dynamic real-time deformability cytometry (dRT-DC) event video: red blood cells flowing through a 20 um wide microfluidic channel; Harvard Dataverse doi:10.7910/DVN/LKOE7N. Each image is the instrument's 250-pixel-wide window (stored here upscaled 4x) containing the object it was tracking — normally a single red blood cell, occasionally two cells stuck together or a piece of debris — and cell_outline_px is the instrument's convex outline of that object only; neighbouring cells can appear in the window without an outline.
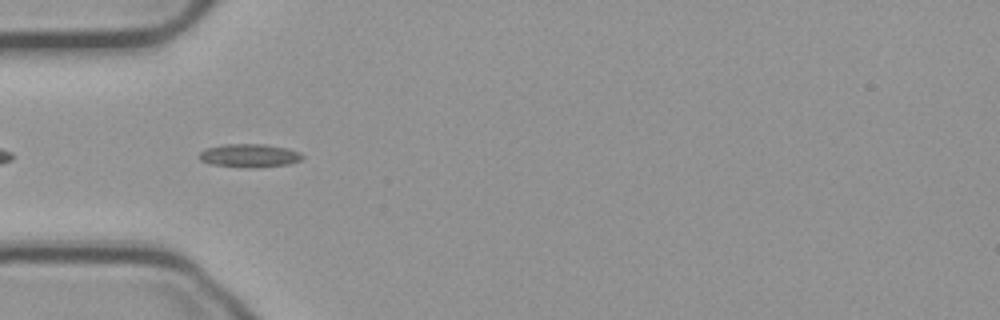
{"species": "common noctule bat (a hibernating species)", "species_latin": "Nyctalus noctula", "temperature_condition": "cold", "stored_images_in_passage": 41, "camera_frame_rate_fps": 3000, "um_per_image_px": 0.085, "animal": {"sex": "male", "body_mass_g": 23.1, "forearm_length_mm": 52.7}, "frame": {"image": 1, "passage_image": 3, "time_ms": 0.667, "image_size_px": [1000, 320], "cell_outline_px": [[304, 156], [300, 160], [288, 164], [252, 168], [244, 168], [208, 164], [200, 160], [200, 152], [208, 148], [224, 144], [264, 144], [284, 148], [300, 152]], "centroid_in_image_um": [21.18, 13.24], "position_along_channel_um": 63.8, "area_um2": 13.99}}
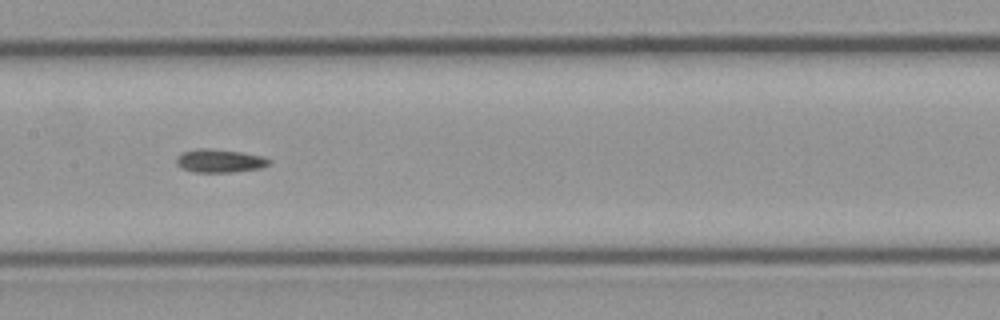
{"frame": {"image": 2, "passage_image": 13, "time_ms": 4.0, "image_size_px": [1000, 320], "cell_outline_px": [[272, 160], [268, 164], [260, 168], [232, 172], [192, 172], [180, 168], [176, 164], [176, 156], [184, 152], [196, 148], [208, 148], [240, 152], [264, 156]], "centroid_in_image_um": [18.64, 13.67], "position_along_channel_um": 188.8, "area_um2": 12.66}}
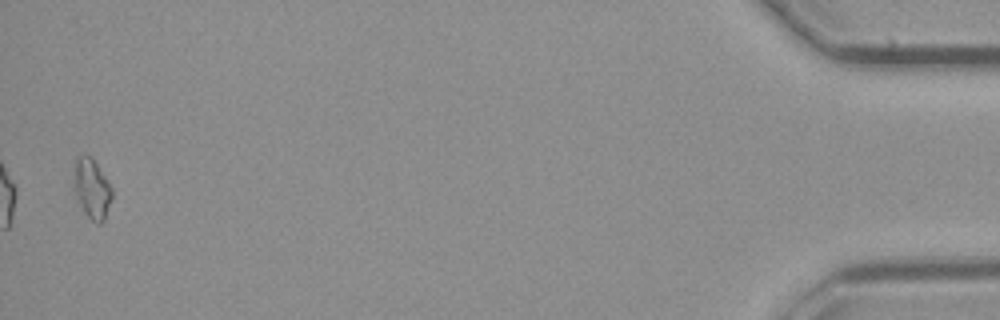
{"frame": {"image": 3, "passage_image": 40, "time_ms": 13.0, "image_size_px": [1000, 320], "cell_outline_px": [[112, 196], [104, 220], [100, 224], [96, 224], [84, 212], [76, 192], [76, 160], [80, 156], [92, 156], [108, 180], [112, 188]], "centroid_in_image_um": [7.88, 16.05], "position_along_channel_um": 427.3, "area_um2": 12.66}}